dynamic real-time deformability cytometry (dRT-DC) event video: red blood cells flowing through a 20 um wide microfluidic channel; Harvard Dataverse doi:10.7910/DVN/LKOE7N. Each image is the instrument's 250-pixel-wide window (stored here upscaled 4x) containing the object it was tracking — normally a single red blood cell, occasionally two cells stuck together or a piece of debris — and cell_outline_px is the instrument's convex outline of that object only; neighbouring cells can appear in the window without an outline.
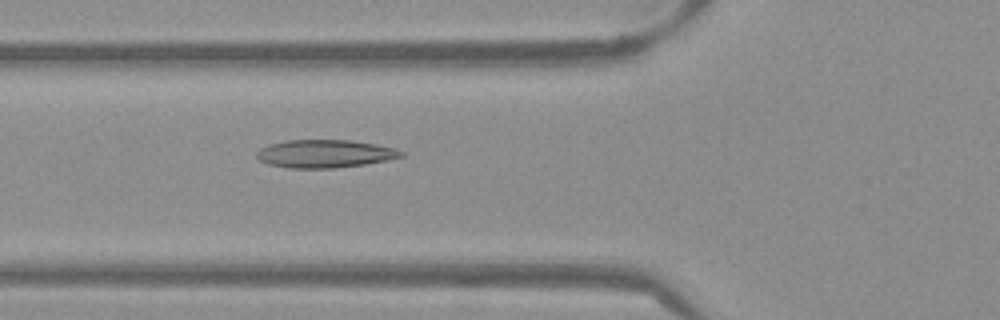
{"species": "Egyptian fruit bat (a non-hibernating species)", "species_latin": "Rousettus aegyptiacus", "temperature_condition": "warm", "stored_images_in_passage": 46, "camera_frame_rate_fps": 3000, "um_per_image_px": 0.085, "frame": {"image": 1, "passage_image": 13, "time_ms": 4.0, "image_size_px": [1000, 320], "cell_outline_px": [[404, 156], [388, 160], [364, 164], [332, 168], [288, 168], [268, 164], [260, 160], [256, 156], [256, 152], [260, 148], [268, 144], [284, 140], [348, 140], [376, 144], [392, 148], [404, 152]], "centroid_in_image_um": [27.57, 13.06], "position_along_channel_um": 98.2, "area_um2": 23.52}}
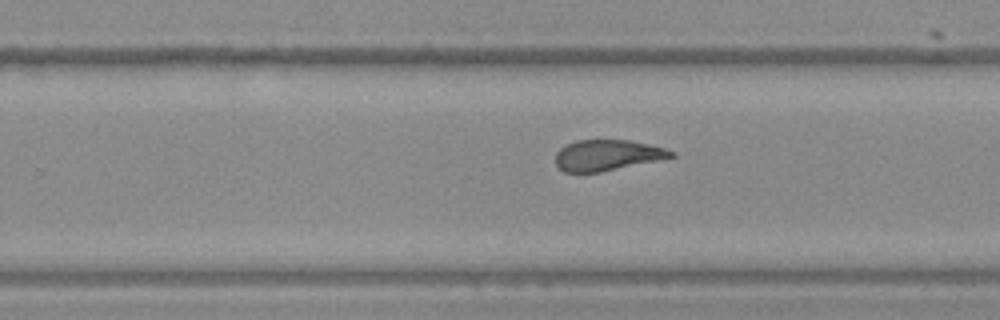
{"frame": {"image": 2, "passage_image": 27, "time_ms": 8.667, "image_size_px": [1000, 320], "cell_outline_px": [[676, 156], [600, 172], [564, 172], [556, 164], [556, 152], [564, 144], [576, 140], [628, 140], [648, 144], [664, 148], [676, 152]], "centroid_in_image_um": [51.59, 13.18], "position_along_channel_um": 278.2, "area_um2": 20.63}}
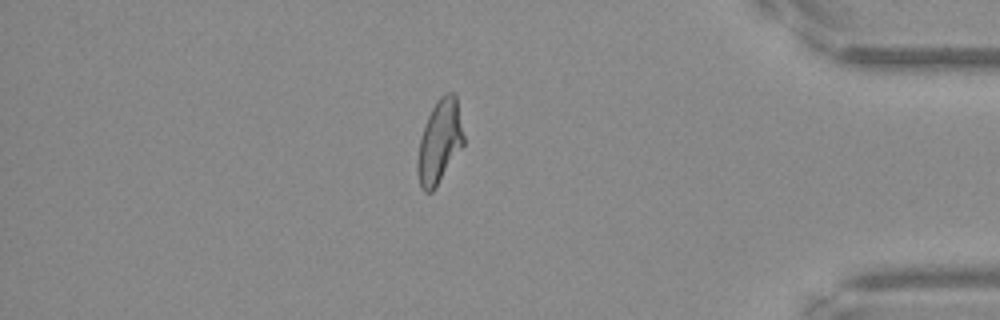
{"frame": {"image": 3, "passage_image": 39, "time_ms": 12.667, "image_size_px": [1000, 320], "cell_outline_px": [[464, 144], [436, 188], [432, 192], [424, 192], [420, 188], [416, 168], [416, 160], [420, 136], [424, 124], [436, 100], [440, 96], [448, 92], [452, 92], [456, 96], [464, 136]], "centroid_in_image_um": [37.33, 12.07], "position_along_channel_um": 397.9, "area_um2": 22.72}, "authors_computed_cell_mechanics": {"area_um2": 22.7443, "velocity_mm_per_s": 3.8477, "shape_relaxation_time_tau1_ms": null, "shape_relaxation_time_tau2_ms": 2.0199, "deformation_change_tau1": null, "deformation_change_tau2": 0.1122}}